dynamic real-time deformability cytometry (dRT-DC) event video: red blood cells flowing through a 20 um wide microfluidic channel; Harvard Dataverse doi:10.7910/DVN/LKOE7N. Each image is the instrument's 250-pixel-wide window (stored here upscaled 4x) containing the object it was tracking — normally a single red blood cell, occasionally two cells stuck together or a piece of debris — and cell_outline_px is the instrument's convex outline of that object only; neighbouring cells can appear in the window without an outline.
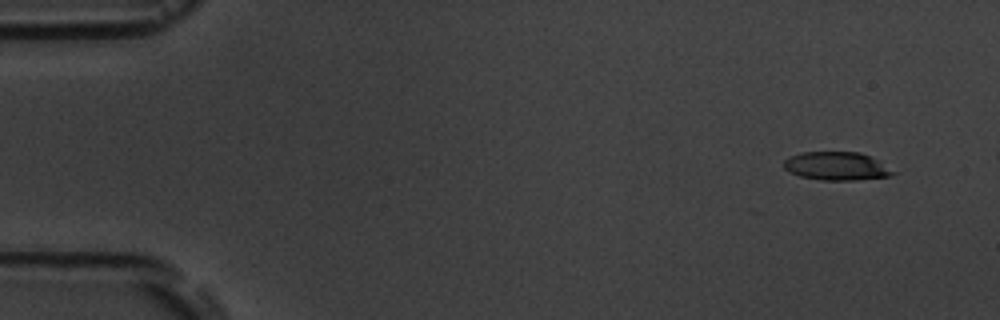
{"species": "common noctule bat (a hibernating species)", "species_latin": "Nyctalus noctula", "temperature_condition": "room temperature", "stored_images_in_passage": 4, "camera_frame_rate_fps": 3000, "um_per_image_px": 0.085, "animal": {"sex": "male", "body_mass_g": 19.5, "forearm_length_mm": 54.6}, "frame": {"image": 1, "passage_image": 1, "time_ms": 0.0, "image_size_px": [1000, 320], "cell_outline_px": [[896, 172], [892, 176], [856, 180], [820, 180], [800, 176], [788, 172], [784, 168], [784, 160], [788, 156], [800, 152], [860, 152], [872, 156]], "centroid_in_image_um": [71.1, 14.11], "position_along_channel_um": 13.9, "area_um2": 18.26}}